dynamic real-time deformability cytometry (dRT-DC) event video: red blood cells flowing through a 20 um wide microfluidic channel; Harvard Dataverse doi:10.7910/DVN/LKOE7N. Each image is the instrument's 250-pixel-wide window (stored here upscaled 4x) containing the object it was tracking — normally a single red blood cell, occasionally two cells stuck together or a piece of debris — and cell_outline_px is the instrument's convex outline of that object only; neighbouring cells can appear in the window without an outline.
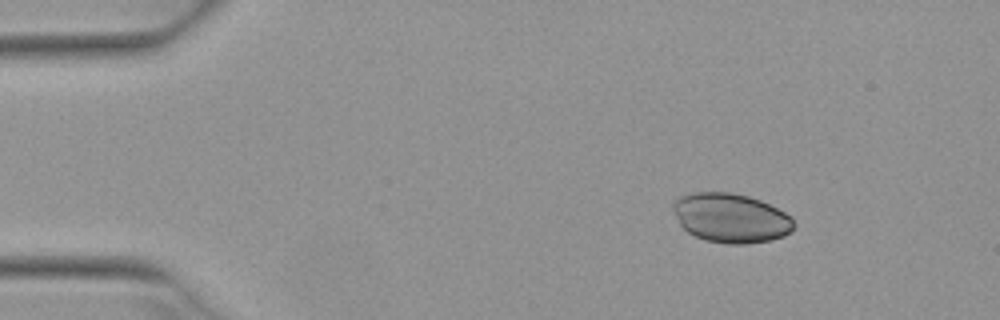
{"species": "Egyptian fruit bat (a non-hibernating species)", "species_latin": "Rousettus aegyptiacus", "temperature_condition": "warm", "stored_images_in_passage": 5, "camera_frame_rate_fps": 3000, "um_per_image_px": 0.085, "animal": {"sex": "female"}, "frame": {"image": 1, "passage_image": 2, "time_ms": 0.333, "image_size_px": [1000, 320], "cell_outline_px": [[796, 224], [784, 236], [768, 240], [744, 244], [728, 244], [708, 240], [696, 236], [688, 232], [680, 224], [672, 208], [672, 204], [680, 196], [696, 192], [728, 192], [748, 196], [760, 200], [792, 216]], "centroid_in_image_um": [62.12, 18.52], "position_along_channel_um": 22.9, "area_um2": 34.39}}
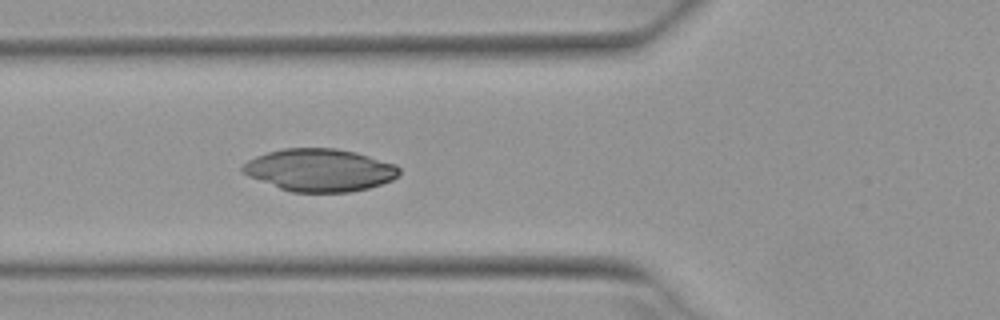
{"frame": {"image": 2, "passage_image": 5, "time_ms": 1.333, "image_size_px": [1000, 320], "cell_outline_px": [[400, 172], [392, 180], [368, 188], [348, 192], [292, 192], [280, 188], [248, 176], [240, 172], [240, 168], [248, 160], [256, 156], [268, 152], [284, 148], [336, 148], [356, 152], [396, 164], [400, 168]], "centroid_in_image_um": [27.16, 14.45], "position_along_channel_um": 98.6, "area_um2": 38.78}}